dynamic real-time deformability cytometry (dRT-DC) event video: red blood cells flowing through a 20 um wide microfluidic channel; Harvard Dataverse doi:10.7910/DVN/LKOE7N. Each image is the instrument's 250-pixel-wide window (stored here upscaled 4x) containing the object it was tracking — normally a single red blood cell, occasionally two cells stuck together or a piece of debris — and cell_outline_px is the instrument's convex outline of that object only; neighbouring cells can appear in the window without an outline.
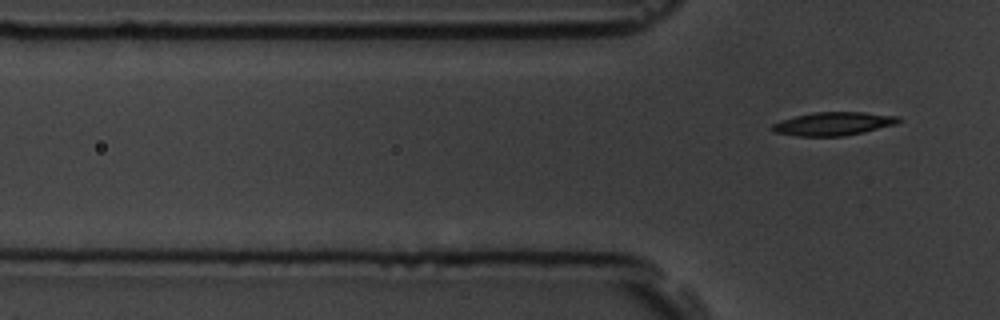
{"species": "common noctule bat (a hibernating species)", "species_latin": "Nyctalus noctula", "temperature_condition": "room temperature", "stored_images_in_passage": 5, "camera_frame_rate_fps": 3000, "um_per_image_px": 0.085, "animal": {"sex": "male", "body_mass_g": 19.5, "forearm_length_mm": 54.6}, "frame": {"image": 1, "passage_image": 5, "time_ms": 6.0, "image_size_px": [1000, 320], "cell_outline_px": [[900, 120], [896, 124], [864, 132], [844, 136], [796, 136], [772, 132], [772, 124], [780, 120], [796, 116], [816, 112], [864, 112], [900, 116]], "centroid_in_image_um": [70.83, 10.52], "position_along_channel_um": 55.0, "area_um2": 17.22}}